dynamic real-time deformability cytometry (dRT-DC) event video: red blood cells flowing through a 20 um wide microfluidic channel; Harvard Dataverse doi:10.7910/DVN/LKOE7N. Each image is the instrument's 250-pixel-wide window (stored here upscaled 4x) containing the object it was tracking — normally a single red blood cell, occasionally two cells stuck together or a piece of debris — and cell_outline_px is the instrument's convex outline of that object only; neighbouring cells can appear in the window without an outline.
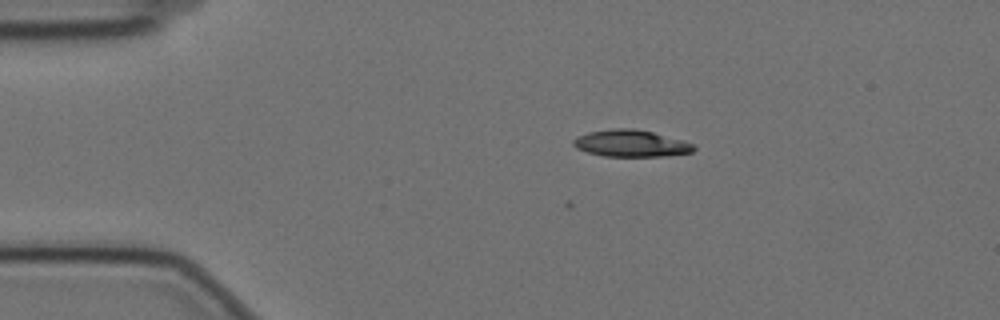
{"species": "Egyptian fruit bat (a non-hibernating species)", "species_latin": "Rousettus aegyptiacus", "temperature_condition": "cold", "stored_images_in_passage": 5, "camera_frame_rate_fps": 3000, "um_per_image_px": 0.085, "animal": {"sex": "female"}, "frame": {"image": 1, "passage_image": 1, "time_ms": 0.0, "image_size_px": [1000, 320], "cell_outline_px": [[696, 148], [692, 152], [664, 156], [604, 156], [588, 152], [576, 148], [572, 144], [572, 140], [588, 132], [612, 128], [632, 128], [652, 132], [684, 140], [692, 144]], "centroid_in_image_um": [53.63, 12.18], "position_along_channel_um": 31.4, "area_um2": 18.73}}